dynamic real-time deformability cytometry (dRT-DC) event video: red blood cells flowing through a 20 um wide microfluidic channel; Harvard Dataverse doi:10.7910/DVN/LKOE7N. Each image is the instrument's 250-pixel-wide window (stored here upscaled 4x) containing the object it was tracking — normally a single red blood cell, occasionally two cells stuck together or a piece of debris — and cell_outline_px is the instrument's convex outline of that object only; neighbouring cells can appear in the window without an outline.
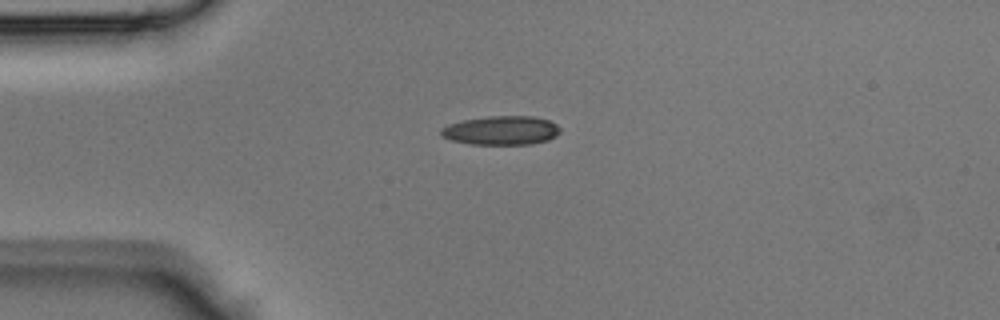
{"species": "Egyptian fruit bat (a non-hibernating species)", "species_latin": "Rousettus aegyptiacus", "temperature_condition": "room temperature", "stored_images_in_passage": 34, "camera_frame_rate_fps": 3000, "um_per_image_px": 0.085, "animal": {"sex": "male"}, "frame": {"image": 1, "passage_image": 1, "time_ms": 0.0, "image_size_px": [1000, 320], "cell_outline_px": [[560, 132], [556, 136], [548, 140], [528, 144], [472, 144], [452, 140], [440, 136], [440, 128], [448, 124], [464, 120], [488, 116], [532, 116], [548, 120], [556, 124], [560, 128]], "centroid_in_image_um": [42.59, 11.08], "position_along_channel_um": 42.4, "area_um2": 20.06}}
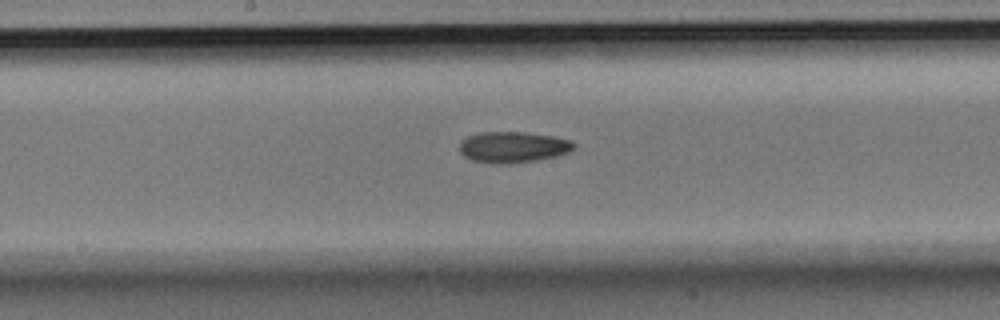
{"frame": {"image": 2, "passage_image": 13, "time_ms": 4.0, "image_size_px": [1000, 320], "cell_outline_px": [[576, 148], [568, 152], [556, 156], [532, 160], [472, 160], [464, 156], [460, 152], [460, 140], [468, 136], [480, 132], [524, 132], [552, 136], [572, 140], [576, 144]], "centroid_in_image_um": [43.65, 12.43], "position_along_channel_um": 204.5, "area_um2": 19.65}}
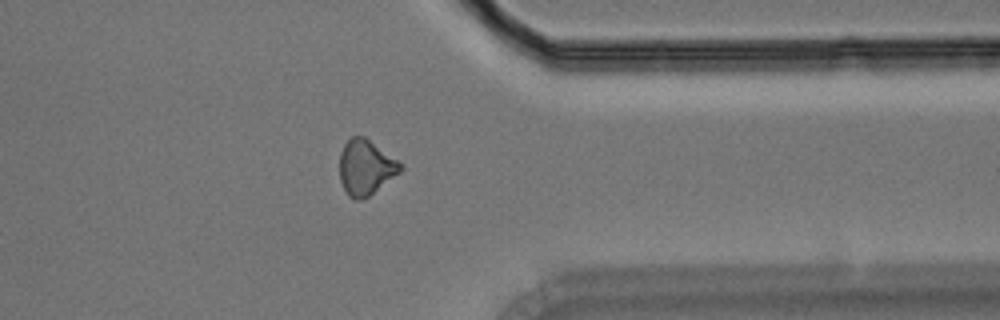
{"frame": {"image": 3, "passage_image": 25, "time_ms": 8.0, "image_size_px": [1000, 320], "cell_outline_px": [[404, 168], [400, 172], [368, 196], [360, 200], [352, 200], [348, 196], [340, 180], [340, 152], [344, 144], [352, 136], [364, 136], [400, 160], [404, 164]], "centroid_in_image_um": [31.11, 14.21], "position_along_channel_um": 380.3, "area_um2": 19.71}}